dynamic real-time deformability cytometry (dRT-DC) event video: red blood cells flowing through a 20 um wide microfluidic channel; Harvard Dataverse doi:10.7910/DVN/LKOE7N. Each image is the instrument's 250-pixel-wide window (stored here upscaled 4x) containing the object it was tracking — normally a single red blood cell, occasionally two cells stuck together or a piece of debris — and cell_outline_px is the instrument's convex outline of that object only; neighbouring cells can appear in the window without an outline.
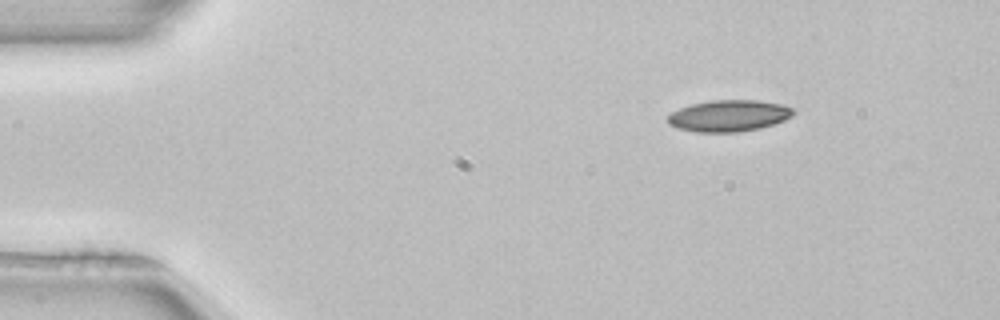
{"species": "common noctule bat (a hibernating species)", "species_latin": "Nyctalus noctula", "temperature_condition": "room temperature", "stored_images_in_passage": 45, "camera_frame_rate_fps": 3000, "um_per_image_px": 0.085, "animal": {"sex": "female", "body_mass_g": 22.7, "forearm_length_mm": 54.2}, "frame": {"image": 1, "passage_image": 1, "time_ms": 0.0, "image_size_px": [1000, 320], "cell_outline_px": [[796, 112], [792, 116], [784, 120], [760, 128], [736, 132], [696, 132], [676, 128], [668, 124], [668, 116], [672, 112], [680, 108], [692, 104], [712, 100], [756, 100], [784, 104], [792, 108]], "centroid_in_image_um": [61.96, 9.84], "position_along_channel_um": 23.0, "area_um2": 23.06}}
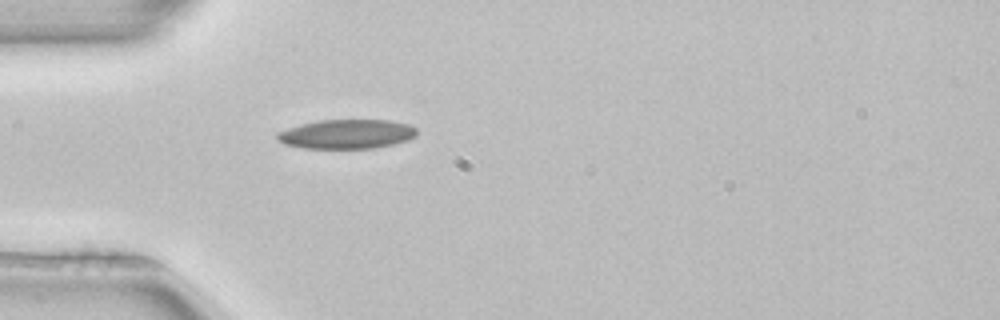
{"frame": {"image": 2, "passage_image": 9, "time_ms": 2.667, "image_size_px": [1000, 320], "cell_outline_px": [[416, 136], [408, 140], [376, 148], [304, 148], [284, 144], [276, 140], [276, 132], [300, 124], [320, 120], [388, 120], [408, 124], [416, 128]], "centroid_in_image_um": [29.44, 11.4], "position_along_channel_um": 55.6, "area_um2": 23.87}}